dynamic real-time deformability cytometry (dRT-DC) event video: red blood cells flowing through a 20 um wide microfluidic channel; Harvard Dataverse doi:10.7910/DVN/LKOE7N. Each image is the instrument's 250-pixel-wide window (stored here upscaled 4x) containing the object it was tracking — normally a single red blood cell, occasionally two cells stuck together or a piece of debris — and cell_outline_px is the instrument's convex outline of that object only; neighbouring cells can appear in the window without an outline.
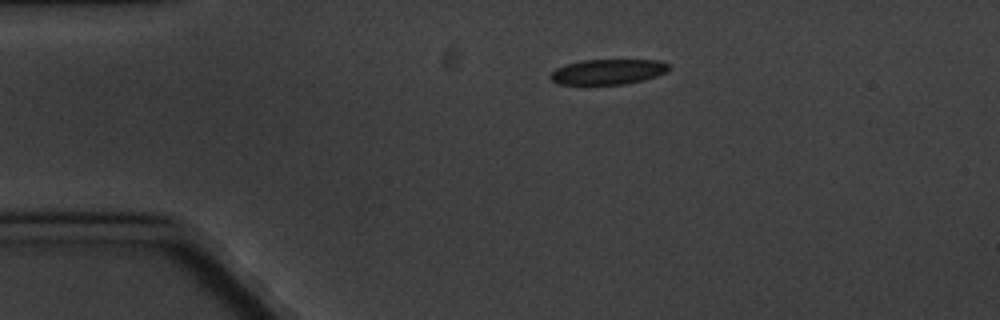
{"species": "common noctule bat (a hibernating species)", "species_latin": "Nyctalus noctula", "temperature_condition": "cold", "stored_images_in_passage": 5, "camera_frame_rate_fps": 3000, "um_per_image_px": 0.085, "animal": {"sex": "male", "body_mass_g": 20.1, "forearm_length_mm": 53.5}, "frame": {"image": 1, "passage_image": 1, "time_ms": 0.0, "image_size_px": [1000, 320], "cell_outline_px": [[672, 68], [668, 72], [656, 76], [624, 84], [560, 84], [552, 80], [548, 76], [556, 68], [568, 64], [584, 60], [656, 60], [668, 64]], "centroid_in_image_um": [51.7, 6.1], "position_along_channel_um": 33.3, "area_um2": 17.22}}
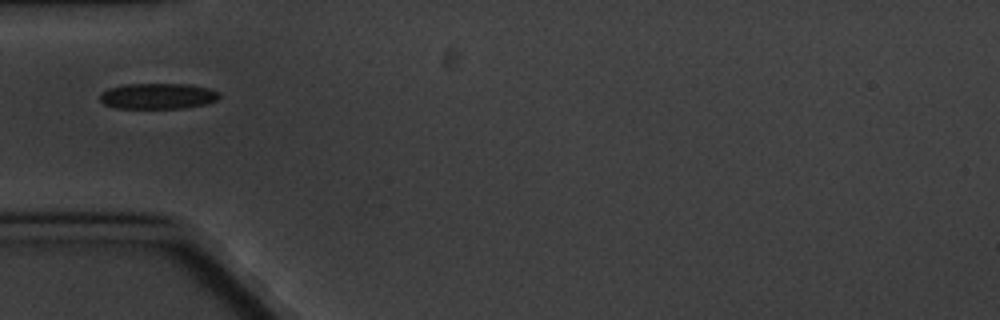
{"frame": {"image": 2, "passage_image": 3, "time_ms": 2.333, "image_size_px": [1000, 320], "cell_outline_px": [[220, 96], [216, 100], [204, 104], [184, 108], [116, 108], [104, 104], [100, 100], [100, 96], [108, 88], [124, 84], [188, 84], [212, 88], [220, 92]], "centroid_in_image_um": [13.45, 8.16], "position_along_channel_um": 71.6, "area_um2": 17.98}}